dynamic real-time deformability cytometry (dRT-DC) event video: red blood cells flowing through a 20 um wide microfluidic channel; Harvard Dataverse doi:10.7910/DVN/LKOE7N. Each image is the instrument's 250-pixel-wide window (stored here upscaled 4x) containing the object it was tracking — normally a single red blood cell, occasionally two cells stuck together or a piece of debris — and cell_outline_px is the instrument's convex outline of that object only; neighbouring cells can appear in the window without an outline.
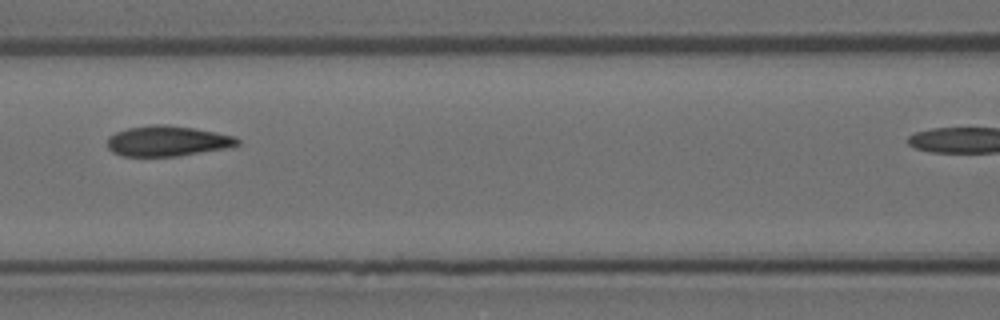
{"species": "Egyptian fruit bat (a non-hibernating species)", "species_latin": "Rousettus aegyptiacus", "temperature_condition": "room temperature", "stored_images_in_passage": 7, "segment_of_instrument_passage": [1, 2], "camera_frame_rate_fps": 3000, "um_per_image_px": 0.085, "animal": {"sex": "female"}, "frame": {"image": 1, "passage_image": 5, "time_ms": 1.333, "image_size_px": [1000, 320], "cell_outline_px": [[240, 144], [236, 148], [176, 156], [124, 156], [112, 152], [108, 148], [108, 136], [116, 132], [128, 128], [152, 124], [168, 124], [196, 128], [236, 136], [240, 140]], "centroid_in_image_um": [14.32, 11.98], "position_along_channel_um": 152.3, "area_um2": 23.58}}
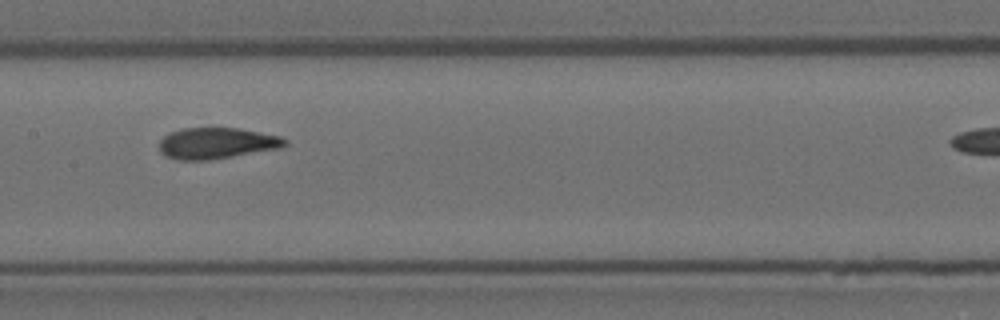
{"frame": {"image": 2, "passage_image": 6, "time_ms": 1.667, "image_size_px": [1000, 320], "cell_outline_px": [[288, 144], [280, 148], [208, 160], [180, 160], [168, 156], [160, 152], [160, 140], [168, 132], [180, 128], [240, 128], [280, 136], [288, 140]], "centroid_in_image_um": [18.42, 12.16], "position_along_channel_um": 189.0, "area_um2": 22.77}}